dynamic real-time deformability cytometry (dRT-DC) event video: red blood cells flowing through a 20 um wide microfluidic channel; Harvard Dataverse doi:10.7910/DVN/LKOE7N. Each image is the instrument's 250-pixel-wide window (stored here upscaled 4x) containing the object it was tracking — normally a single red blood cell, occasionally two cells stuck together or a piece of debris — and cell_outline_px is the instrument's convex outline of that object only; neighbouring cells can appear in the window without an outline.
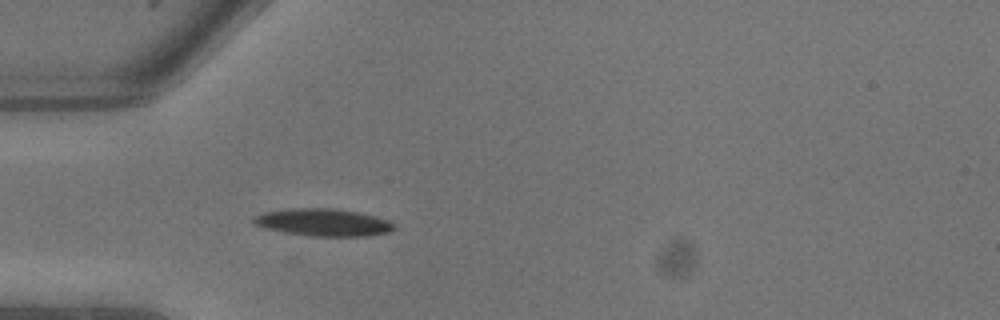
{"species": "common noctule bat (a hibernating species)", "species_latin": "Nyctalus noctula", "temperature_condition": "warm", "stored_images_in_passage": 7, "camera_frame_rate_fps": 3000, "um_per_image_px": 0.085, "animal": {"sex": "male", "body_mass_g": 13.3}, "frame": {"image": 1, "passage_image": 7, "time_ms": 2.0, "image_size_px": [1000, 320], "cell_outline_px": [[396, 228], [388, 232], [372, 236], [308, 236], [284, 232], [264, 228], [252, 224], [252, 216], [264, 212], [288, 208], [332, 208], [356, 212], [376, 216], [388, 220], [396, 224]], "centroid_in_image_um": [27.45, 18.9], "position_along_channel_um": 57.5, "area_um2": 22.72}}